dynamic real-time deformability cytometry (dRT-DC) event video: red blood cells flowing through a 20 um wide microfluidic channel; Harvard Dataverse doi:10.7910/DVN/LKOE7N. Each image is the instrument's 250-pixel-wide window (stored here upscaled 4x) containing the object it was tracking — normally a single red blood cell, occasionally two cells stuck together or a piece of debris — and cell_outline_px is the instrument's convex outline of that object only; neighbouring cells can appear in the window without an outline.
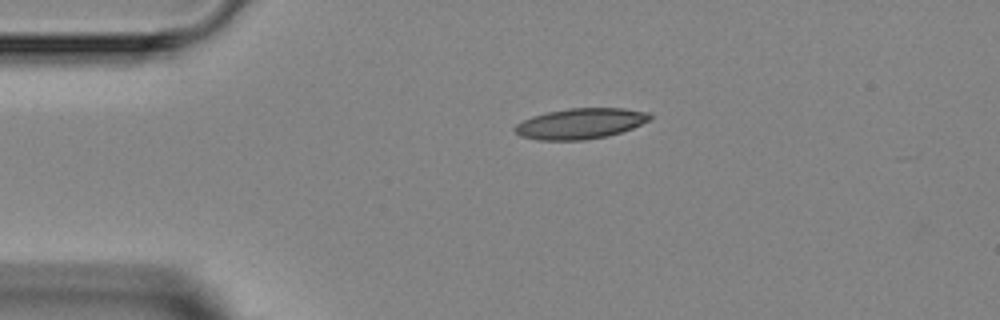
{"species": "Egyptian fruit bat (a non-hibernating species)", "species_latin": "Rousettus aegyptiacus", "temperature_condition": "room temperature", "stored_images_in_passage": 2, "camera_frame_rate_fps": 3000, "um_per_image_px": 0.085, "animal": {"sex": "female"}, "frame": {"image": 1, "passage_image": 1, "time_ms": 0.0, "image_size_px": [1000, 320], "cell_outline_px": [[652, 120], [632, 128], [608, 136], [584, 140], [536, 140], [520, 136], [512, 128], [516, 124], [532, 116], [548, 112], [568, 108], [624, 108], [648, 112], [652, 116]], "centroid_in_image_um": [49.34, 10.5], "position_along_channel_um": 35.7, "area_um2": 24.22}}